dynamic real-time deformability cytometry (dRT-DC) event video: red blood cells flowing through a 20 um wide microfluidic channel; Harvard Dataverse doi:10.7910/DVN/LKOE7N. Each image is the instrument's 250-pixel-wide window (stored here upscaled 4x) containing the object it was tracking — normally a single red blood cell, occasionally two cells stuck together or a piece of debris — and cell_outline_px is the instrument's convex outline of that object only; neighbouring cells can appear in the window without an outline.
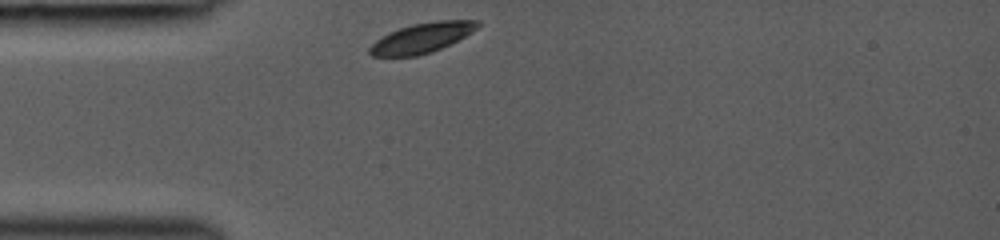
{"species": "common noctule bat (a hibernating species)", "species_latin": "Nyctalus noctula", "temperature_condition": "room temperature", "stored_images_in_passage": 16, "camera_frame_rate_fps": 3000, "um_per_image_px": 0.085, "animal": {"sex": "female", "body_mass_g": 19.0, "forearm_length_mm": 53.3}, "frame": {"image": 1, "passage_image": 1, "time_ms": 0.0, "image_size_px": [1000, 240], "cell_outline_px": [[480, 24], [476, 28], [464, 36], [432, 52], [416, 56], [372, 56], [368, 52], [368, 48], [376, 40], [400, 28], [412, 24], [440, 20], [480, 20]], "centroid_in_image_um": [35.84, 3.22], "position_along_channel_um": 49.2, "area_um2": 18.38}}
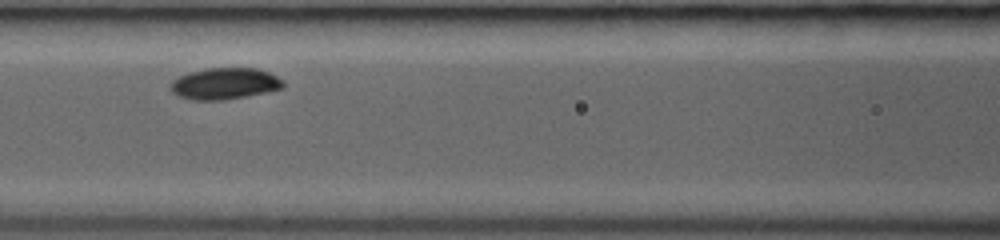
{"frame": {"image": 2, "passage_image": 9, "time_ms": 2.667, "image_size_px": [1000, 240], "cell_outline_px": [[284, 88], [268, 92], [224, 100], [192, 100], [180, 96], [172, 92], [168, 88], [172, 80], [188, 72], [204, 68], [256, 68], [268, 72], [284, 80]], "centroid_in_image_um": [19.09, 7.1], "position_along_channel_um": 147.5, "area_um2": 20.87}}
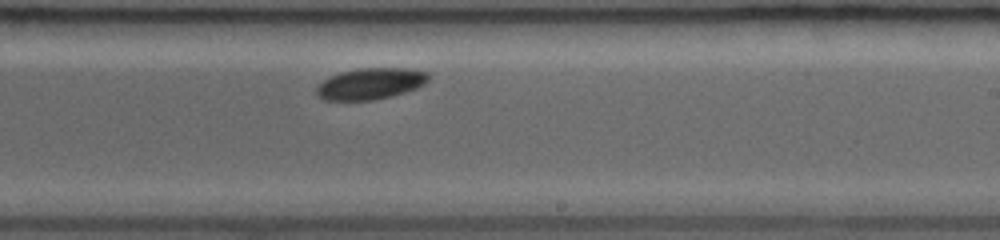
{"frame": {"image": 3, "passage_image": 16, "time_ms": 5.333, "image_size_px": [1000, 240], "cell_outline_px": [[432, 76], [424, 84], [416, 88], [392, 96], [372, 100], [324, 100], [316, 96], [316, 88], [324, 80], [340, 72], [356, 68], [412, 68], [428, 72]], "centroid_in_image_um": [31.52, 7.1], "position_along_channel_um": 257.5, "area_um2": 20.58}}